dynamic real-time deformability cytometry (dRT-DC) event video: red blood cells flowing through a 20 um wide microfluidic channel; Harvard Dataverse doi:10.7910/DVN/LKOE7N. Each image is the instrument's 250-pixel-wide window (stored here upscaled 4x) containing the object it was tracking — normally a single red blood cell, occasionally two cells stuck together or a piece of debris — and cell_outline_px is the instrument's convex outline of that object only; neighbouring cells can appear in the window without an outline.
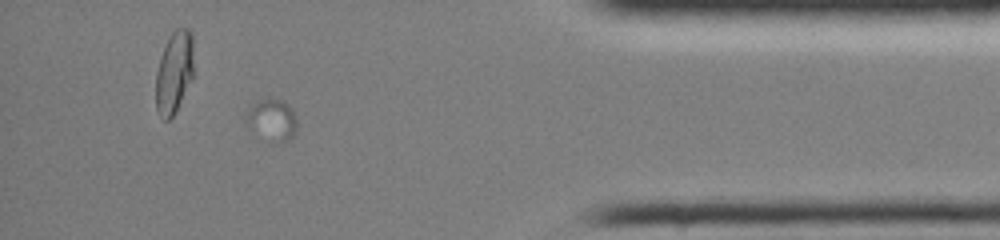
{"species": "common noctule bat (a hibernating species)", "species_latin": "Nyctalus noctula", "temperature_condition": "room temperature", "stored_images_in_passage": 44, "segment_of_instrument_passage": [2, 2], "camera_frame_rate_fps": 3000, "um_per_image_px": 0.085, "animal": {"sex": "female", "body_mass_g": 19.0, "forearm_length_mm": 51.5}, "frame": {"image": 1, "passage_image": 38, "time_ms": 12.333, "image_size_px": [1000, 240], "cell_outline_px": [[296, 132], [288, 140], [280, 140], [248, 128], [248, 112], [252, 104], [256, 100], [268, 96], [284, 100], [292, 108], [296, 116]], "centroid_in_image_um": [23.17, 10.05], "position_along_channel_um": 412.0, "area_um2": 11.79}}